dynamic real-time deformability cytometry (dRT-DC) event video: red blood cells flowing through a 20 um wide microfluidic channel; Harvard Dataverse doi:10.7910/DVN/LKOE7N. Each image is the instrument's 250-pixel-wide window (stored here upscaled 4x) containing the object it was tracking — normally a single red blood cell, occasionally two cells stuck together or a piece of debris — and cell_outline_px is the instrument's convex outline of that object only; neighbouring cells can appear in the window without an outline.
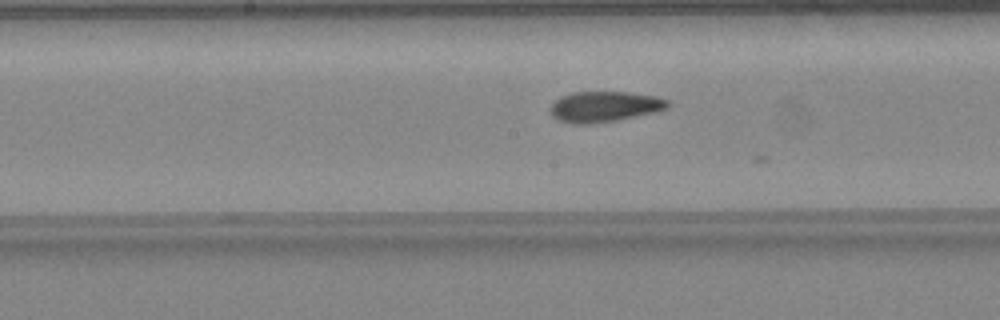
{"species": "common noctule bat (a hibernating species)", "species_latin": "Nyctalus noctula", "temperature_condition": "warm", "stored_images_in_passage": 16, "camera_frame_rate_fps": 3000, "um_per_image_px": 0.085, "animal": {"sex": "female", "body_mass_g": 24.6, "forearm_length_mm": 56.2}, "frame": {"image": 1, "passage_image": 15, "time_ms": 4.667, "image_size_px": [1000, 320], "cell_outline_px": [[668, 108], [656, 112], [616, 120], [592, 124], [572, 124], [560, 120], [552, 116], [552, 104], [560, 96], [572, 92], [628, 92], [656, 96], [668, 100]], "centroid_in_image_um": [51.39, 9.06], "position_along_channel_um": 196.8, "area_um2": 20.87}}